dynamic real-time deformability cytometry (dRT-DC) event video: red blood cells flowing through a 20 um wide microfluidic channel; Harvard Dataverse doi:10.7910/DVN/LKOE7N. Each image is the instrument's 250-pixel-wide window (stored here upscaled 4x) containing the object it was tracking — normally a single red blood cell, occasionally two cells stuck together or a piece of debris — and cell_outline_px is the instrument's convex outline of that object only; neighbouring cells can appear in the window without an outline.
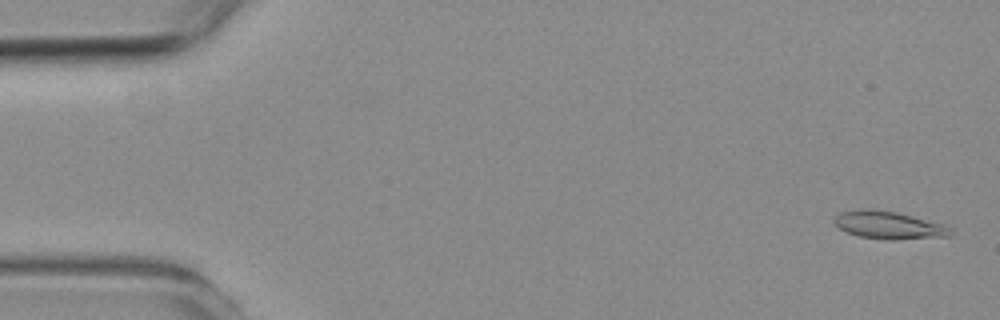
{"species": "common noctule bat (a hibernating species)", "species_latin": "Nyctalus noctula", "temperature_condition": "room temperature", "stored_images_in_passage": 54, "camera_frame_rate_fps": 3000, "um_per_image_px": 0.085, "animal": {"sex": "female", "body_mass_g": 19.3, "forearm_length_mm": 54.1}, "frame": {"image": 1, "passage_image": 2, "time_ms": 0.333, "image_size_px": [1000, 320], "cell_outline_px": [[952, 232], [948, 236], [892, 240], [860, 236], [848, 232], [840, 228], [832, 220], [840, 212], [896, 212], [940, 224], [952, 228]], "centroid_in_image_um": [75.59, 19.19], "position_along_channel_um": 9.4, "area_um2": 17.46}}
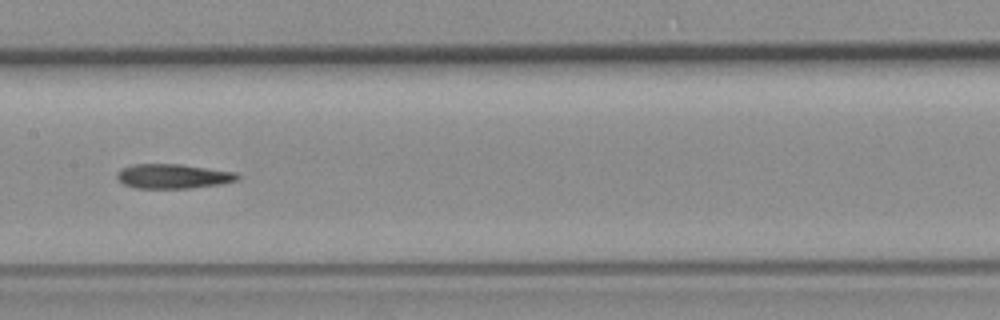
{"frame": {"image": 2, "passage_image": 27, "time_ms": 8.667, "image_size_px": [1000, 320], "cell_outline_px": [[240, 180], [220, 184], [192, 188], [136, 188], [124, 184], [116, 176], [116, 172], [120, 168], [132, 164], [180, 164], [236, 172], [240, 176]], "centroid_in_image_um": [14.71, 14.98], "position_along_channel_um": 192.7, "area_um2": 17.34}}
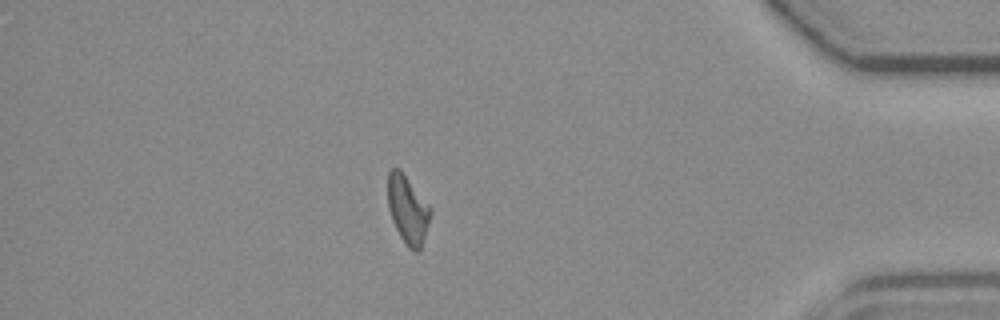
{"frame": {"image": 3, "passage_image": 47, "time_ms": 15.333, "image_size_px": [1000, 320], "cell_outline_px": [[432, 212], [420, 252], [416, 252], [408, 248], [400, 236], [392, 220], [388, 208], [388, 172], [392, 168], [400, 168], [432, 208]], "centroid_in_image_um": [34.67, 17.82], "position_along_channel_um": 400.5, "area_um2": 17.11}, "authors_computed_cell_mechanics": {"area_um2": 17.3978, "velocity_mm_per_s": 3.7855, "shape_relaxation_time_tau1_ms": 7.7265, "shape_relaxation_time_tau2_ms": 6.742, "deformation_change_tau1": 0.2251, "deformation_change_tau2": 0.184}}